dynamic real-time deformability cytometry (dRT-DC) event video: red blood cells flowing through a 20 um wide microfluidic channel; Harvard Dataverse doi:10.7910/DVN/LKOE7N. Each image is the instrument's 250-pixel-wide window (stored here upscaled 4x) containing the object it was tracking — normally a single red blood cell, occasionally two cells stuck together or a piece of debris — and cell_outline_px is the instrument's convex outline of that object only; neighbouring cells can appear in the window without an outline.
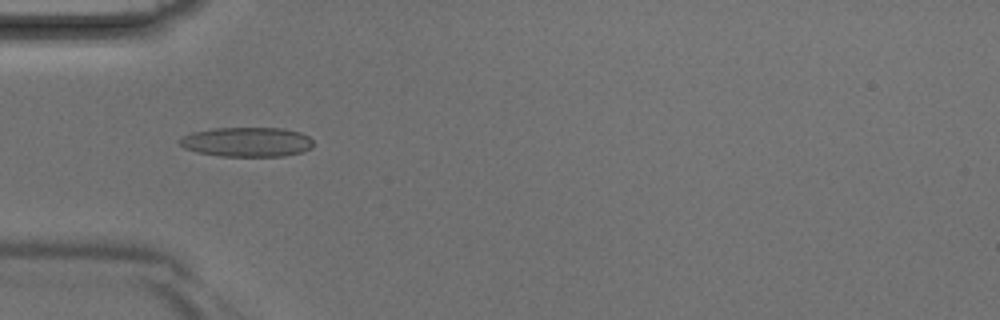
{"species": "Egyptian fruit bat (a non-hibernating species)", "species_latin": "Rousettus aegyptiacus", "temperature_condition": "room temperature", "stored_images_in_passage": 2, "camera_frame_rate_fps": 3000, "um_per_image_px": 0.085, "animal": {"sex": "male"}, "frame": {"image": 1, "passage_image": 1, "time_ms": 0.0, "image_size_px": [1000, 320], "cell_outline_px": [[312, 148], [300, 152], [284, 156], [220, 156], [196, 152], [184, 148], [176, 140], [192, 132], [212, 128], [284, 128], [300, 132], [308, 136], [312, 140]], "centroid_in_image_um": [20.96, 12.06], "position_along_channel_um": 64.0, "area_um2": 23.12}}